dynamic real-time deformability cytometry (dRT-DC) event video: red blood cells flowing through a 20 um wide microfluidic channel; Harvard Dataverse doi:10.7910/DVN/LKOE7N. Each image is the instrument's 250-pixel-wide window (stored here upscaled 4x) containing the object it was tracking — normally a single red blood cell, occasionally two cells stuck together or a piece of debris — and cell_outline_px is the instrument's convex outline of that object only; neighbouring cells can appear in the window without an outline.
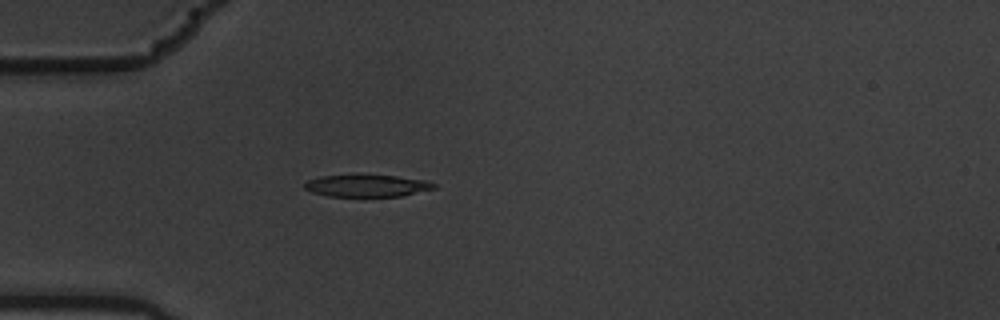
{"species": "common noctule bat (a hibernating species)", "species_latin": "Nyctalus noctula", "temperature_condition": "warm", "stored_images_in_passage": 5, "camera_frame_rate_fps": 3000, "um_per_image_px": 0.085, "animal": {"sex": "male", "body_mass_g": 19.5, "forearm_length_mm": 54.6}, "frame": {"image": 1, "passage_image": 5, "time_ms": 1.333, "image_size_px": [1000, 320], "cell_outline_px": [[436, 188], [400, 196], [328, 196], [312, 192], [304, 188], [304, 184], [308, 180], [320, 176], [396, 176], [424, 180], [436, 184]], "centroid_in_image_um": [31.18, 15.8], "position_along_channel_um": 53.8, "area_um2": 16.18}}